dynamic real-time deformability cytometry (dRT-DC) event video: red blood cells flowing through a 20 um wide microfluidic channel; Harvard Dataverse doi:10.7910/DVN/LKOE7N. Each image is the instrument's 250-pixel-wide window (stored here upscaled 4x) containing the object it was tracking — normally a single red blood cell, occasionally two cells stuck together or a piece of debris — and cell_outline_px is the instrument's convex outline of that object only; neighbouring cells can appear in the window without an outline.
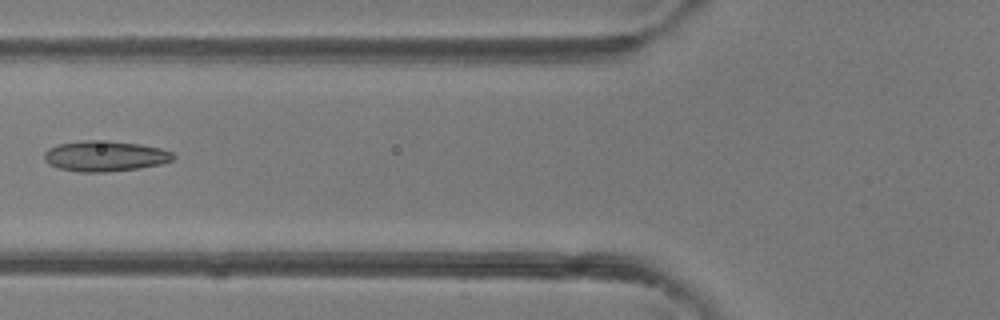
{"species": "common noctule bat (a hibernating species)", "species_latin": "Nyctalus noctula", "temperature_condition": "room temperature", "stored_images_in_passage": 6, "camera_frame_rate_fps": 3000, "um_per_image_px": 0.085, "animal": {"sex": "female"}, "frame": {"image": 1, "passage_image": 6, "time_ms": 5.667, "image_size_px": [1000, 320], "cell_outline_px": [[176, 156], [172, 160], [160, 164], [140, 168], [108, 172], [80, 172], [56, 168], [48, 164], [44, 160], [44, 152], [48, 148], [56, 144], [84, 140], [108, 140], [140, 144], [160, 148], [172, 152]], "centroid_in_image_um": [8.89, 13.26], "position_along_channel_um": 116.9, "area_um2": 23.29}}